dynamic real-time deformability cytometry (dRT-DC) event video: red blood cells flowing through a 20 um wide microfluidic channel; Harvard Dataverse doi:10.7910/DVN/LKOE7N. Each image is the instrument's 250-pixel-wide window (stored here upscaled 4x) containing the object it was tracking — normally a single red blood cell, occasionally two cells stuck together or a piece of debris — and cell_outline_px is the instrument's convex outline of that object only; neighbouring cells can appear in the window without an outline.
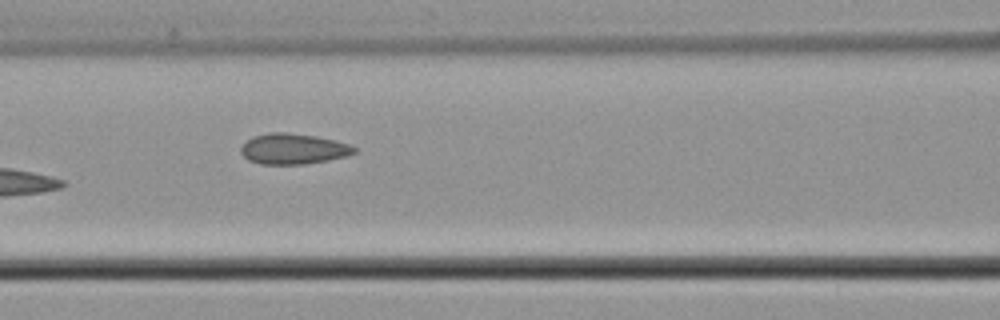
{"species": "common noctule bat (a hibernating species)", "species_latin": "Nyctalus noctula", "temperature_condition": "cold", "stored_images_in_passage": 9, "camera_frame_rate_fps": 3000, "um_per_image_px": 0.085, "animal": {"sex": "male", "body_mass_g": 21.5, "forearm_length_mm": 52.0}, "frame": {"image": 1, "passage_image": 8, "time_ms": 2.333, "image_size_px": [1000, 320], "cell_outline_px": [[356, 152], [344, 156], [328, 160], [304, 164], [260, 164], [248, 160], [240, 152], [240, 144], [252, 136], [268, 132], [288, 132], [316, 136], [336, 140], [348, 144], [356, 148]], "centroid_in_image_um": [24.86, 12.64], "position_along_channel_um": 141.7, "area_um2": 20.4}}
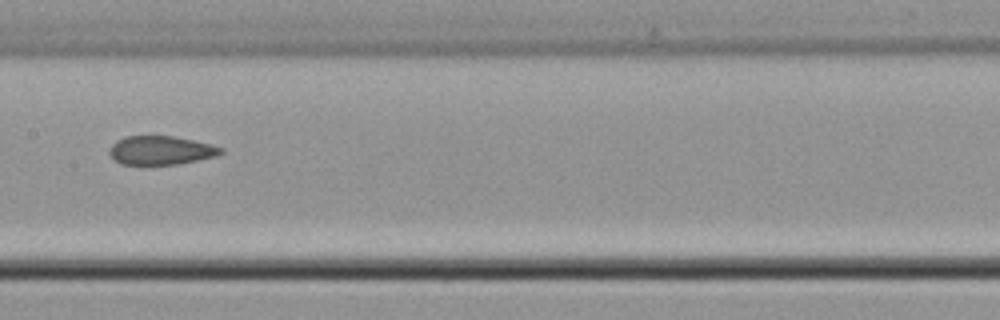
{"frame": {"image": 2, "passage_image": 9, "time_ms": 2.667, "image_size_px": [1000, 320], "cell_outline_px": [[224, 152], [216, 156], [176, 164], [120, 164], [108, 152], [112, 144], [116, 140], [124, 136], [172, 136], [192, 140], [224, 148]], "centroid_in_image_um": [13.65, 12.77], "position_along_channel_um": 193.8, "area_um2": 18.44}}